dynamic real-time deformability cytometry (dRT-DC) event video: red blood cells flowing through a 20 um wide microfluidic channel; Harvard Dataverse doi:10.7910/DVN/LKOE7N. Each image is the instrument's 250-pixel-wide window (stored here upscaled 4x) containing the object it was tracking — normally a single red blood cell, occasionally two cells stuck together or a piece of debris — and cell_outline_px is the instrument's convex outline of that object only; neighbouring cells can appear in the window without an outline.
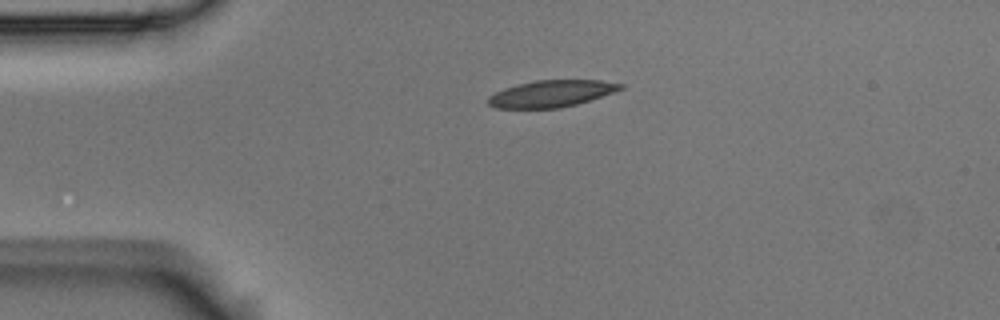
{"species": "Egyptian fruit bat (a non-hibernating species)", "species_latin": "Rousettus aegyptiacus", "temperature_condition": "room temperature", "stored_images_in_passage": 2, "camera_frame_rate_fps": 3000, "um_per_image_px": 0.085, "animal": {"sex": "male"}, "frame": {"image": 1, "passage_image": 1, "time_ms": 0.0, "image_size_px": [1000, 320], "cell_outline_px": [[624, 88], [576, 104], [560, 108], [496, 108], [488, 104], [488, 96], [504, 88], [516, 84], [536, 80], [600, 80], [624, 84]], "centroid_in_image_um": [46.83, 7.95], "position_along_channel_um": 38.2, "area_um2": 20.46}}